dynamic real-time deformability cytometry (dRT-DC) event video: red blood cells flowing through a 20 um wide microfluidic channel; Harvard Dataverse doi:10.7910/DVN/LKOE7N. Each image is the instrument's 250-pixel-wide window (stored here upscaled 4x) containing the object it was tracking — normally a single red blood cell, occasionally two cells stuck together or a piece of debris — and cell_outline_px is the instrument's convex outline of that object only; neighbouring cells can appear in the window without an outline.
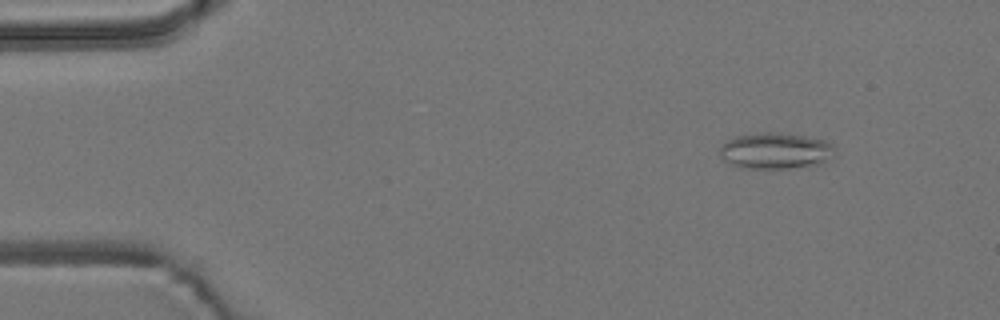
{"species": "common noctule bat (a hibernating species)", "species_latin": "Nyctalus noctula", "temperature_condition": "room temperature", "stored_images_in_passage": 4, "camera_frame_rate_fps": 3000, "um_per_image_px": 0.085, "animal": {"sex": "male", "body_mass_g": 19.2, "forearm_length_mm": 51.8}, "frame": {"image": 1, "passage_image": 1, "time_ms": 0.0, "image_size_px": [1000, 320], "cell_outline_px": [[836, 156], [820, 164], [792, 168], [744, 168], [728, 164], [720, 156], [720, 148], [728, 140], [736, 136], [764, 132], [772, 132], [804, 136], [824, 140], [836, 148]], "centroid_in_image_um": [65.95, 12.83], "position_along_channel_um": 19.1, "area_um2": 24.33}}